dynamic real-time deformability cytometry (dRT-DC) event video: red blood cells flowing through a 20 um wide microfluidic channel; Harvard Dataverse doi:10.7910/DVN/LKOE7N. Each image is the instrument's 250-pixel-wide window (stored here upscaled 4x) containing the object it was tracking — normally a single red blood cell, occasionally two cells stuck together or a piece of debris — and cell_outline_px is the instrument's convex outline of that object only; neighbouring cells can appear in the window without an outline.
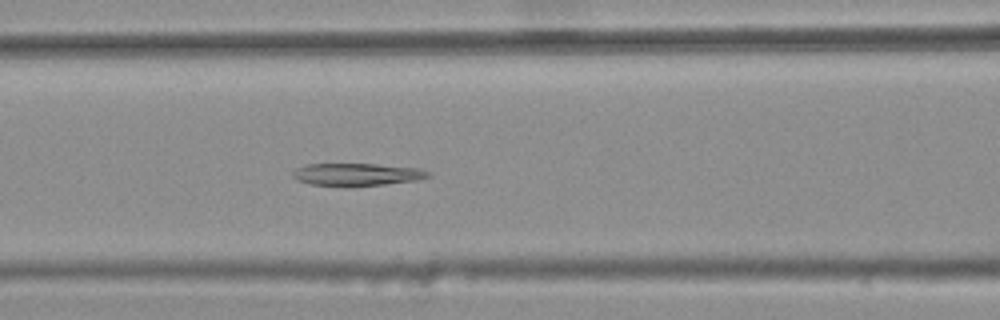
{"species": "common noctule bat (a hibernating species)", "species_latin": "Nyctalus noctula", "temperature_condition": "warm", "stored_images_in_passage": 45, "camera_frame_rate_fps": 3000, "um_per_image_px": 0.085, "animal": {"sex": "female", "body_mass_g": 25.1}, "frame": {"image": 1, "passage_image": 21, "time_ms": 6.667, "image_size_px": [1000, 320], "cell_outline_px": [[432, 176], [416, 180], [352, 188], [308, 184], [296, 180], [292, 176], [292, 172], [296, 168], [308, 164], [376, 164], [420, 168], [432, 172]], "centroid_in_image_um": [30.33, 14.85], "position_along_channel_um": 136.3, "area_um2": 18.32}}
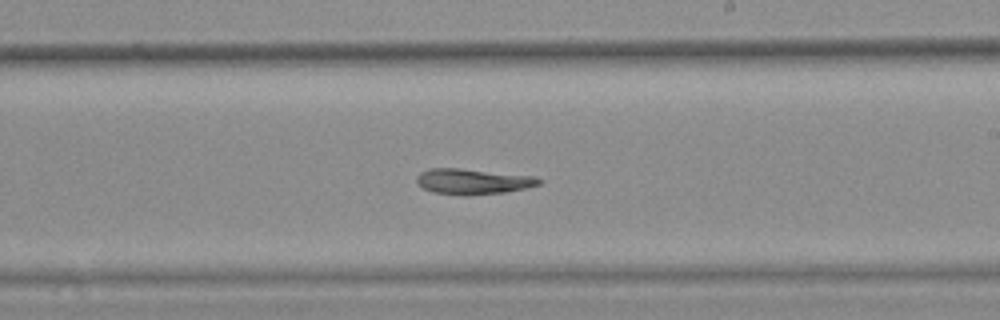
{"frame": {"image": 2, "passage_image": 30, "time_ms": 9.667, "image_size_px": [1000, 320], "cell_outline_px": [[544, 180], [540, 184], [524, 188], [504, 192], [468, 196], [464, 196], [432, 192], [416, 184], [416, 176], [420, 172], [428, 168], [460, 168], [536, 176]], "centroid_in_image_um": [40.17, 15.42], "position_along_channel_um": 248.8, "area_um2": 18.5}}
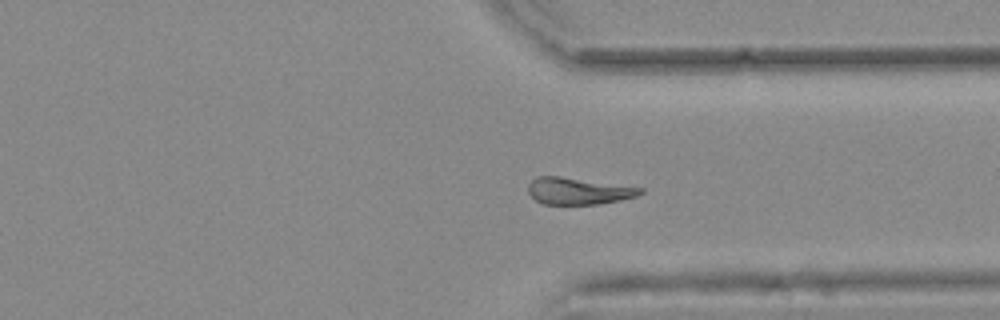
{"frame": {"image": 3, "passage_image": 39, "time_ms": 12.667, "image_size_px": [1000, 320], "cell_outline_px": [[644, 192], [636, 196], [620, 200], [600, 204], [544, 204], [536, 200], [528, 192], [528, 184], [536, 176], [560, 176], [644, 188]], "centroid_in_image_um": [49.15, 16.23], "position_along_channel_um": 362.2, "area_um2": 17.46}}